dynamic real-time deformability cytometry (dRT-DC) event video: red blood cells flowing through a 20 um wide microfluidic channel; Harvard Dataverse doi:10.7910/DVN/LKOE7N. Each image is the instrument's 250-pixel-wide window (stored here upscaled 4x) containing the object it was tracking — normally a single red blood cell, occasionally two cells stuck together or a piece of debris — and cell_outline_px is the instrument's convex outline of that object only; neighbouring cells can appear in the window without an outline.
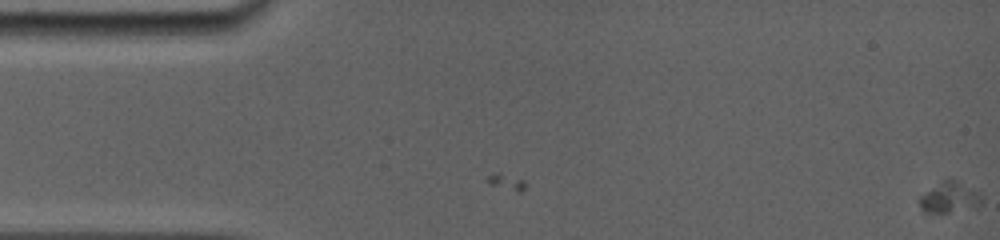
{"species": "common noctule bat (a hibernating species)", "species_latin": "Nyctalus noctula", "temperature_condition": "room temperature", "stored_images_in_passage": 22, "camera_frame_rate_fps": 5000, "um_per_image_px": 0.085, "animal": {"sex": "female", "body_mass_g": 19.0, "forearm_length_mm": 56.7}, "frame": {"image": 1, "passage_image": 1, "time_ms": 0.0, "image_size_px": [1000, 240], "cell_outline_px": [[984, 200], [980, 204], [948, 212], [924, 212], [920, 208], [920, 196], [948, 176], [980, 192]], "centroid_in_image_um": [80.71, 16.74], "position_along_channel_um": 4.3, "area_um2": 10.92}}
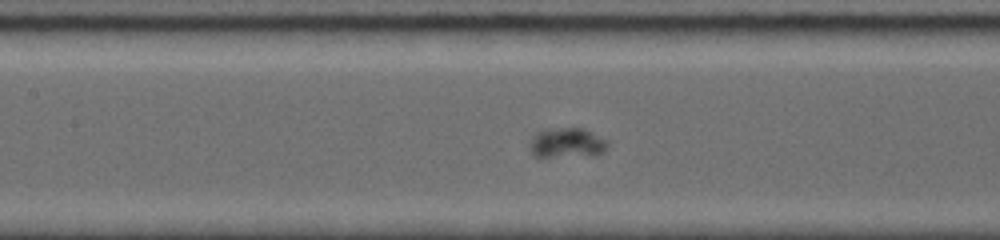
{"frame": {"image": 2, "passage_image": 13, "time_ms": 8.4, "image_size_px": [1000, 240], "cell_outline_px": [[608, 148], [596, 156], [532, 156], [532, 136], [536, 132], [560, 128], [584, 128], [608, 140]], "centroid_in_image_um": [48.28, 12.15], "position_along_channel_um": 159.1, "area_um2": 13.47}}
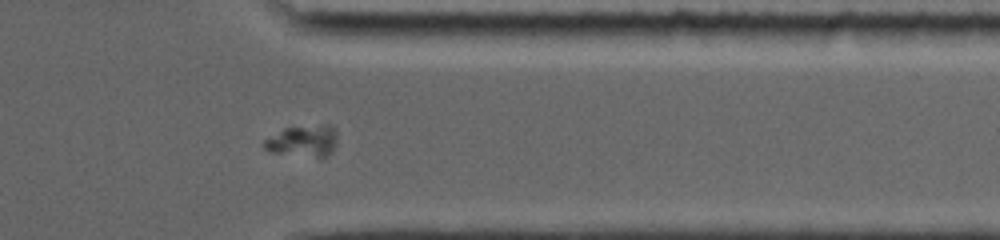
{"frame": {"image": 3, "passage_image": 19, "time_ms": 14.6, "image_size_px": [1000, 240], "cell_outline_px": [[336, 144], [332, 152], [324, 156], [316, 156], [272, 152], [264, 148], [260, 144], [264, 140], [284, 128], [324, 124], [332, 124], [336, 128]], "centroid_in_image_um": [25.78, 11.94], "position_along_channel_um": 385.6, "area_um2": 13.35}}